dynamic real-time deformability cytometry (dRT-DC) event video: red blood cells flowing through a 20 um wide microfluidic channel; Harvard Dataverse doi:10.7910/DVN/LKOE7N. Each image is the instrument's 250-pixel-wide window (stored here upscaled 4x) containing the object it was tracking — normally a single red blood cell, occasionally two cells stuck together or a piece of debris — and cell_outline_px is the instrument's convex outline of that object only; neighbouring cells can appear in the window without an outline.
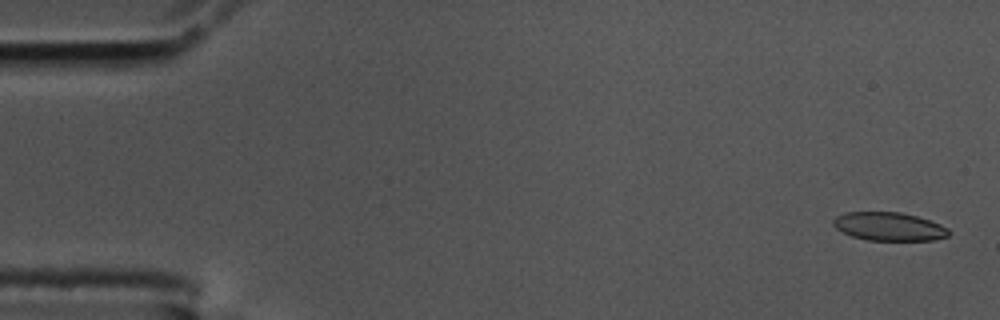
{"species": "common noctule bat (a hibernating species)", "species_latin": "Nyctalus noctula", "temperature_condition": "cold", "stored_images_in_passage": 18, "camera_frame_rate_fps": 3000, "um_per_image_px": 0.085, "animal": {"sex": "male", "body_mass_g": 17.5, "forearm_length_mm": 52.3}, "frame": {"image": 1, "passage_image": 2, "time_ms": 0.333, "image_size_px": [1000, 320], "cell_outline_px": [[952, 232], [948, 236], [936, 240], [868, 240], [852, 236], [836, 228], [832, 224], [832, 220], [836, 216], [844, 212], [900, 212], [916, 216], [940, 224], [948, 228]], "centroid_in_image_um": [75.57, 19.25], "position_along_channel_um": 9.4, "area_um2": 19.13}}
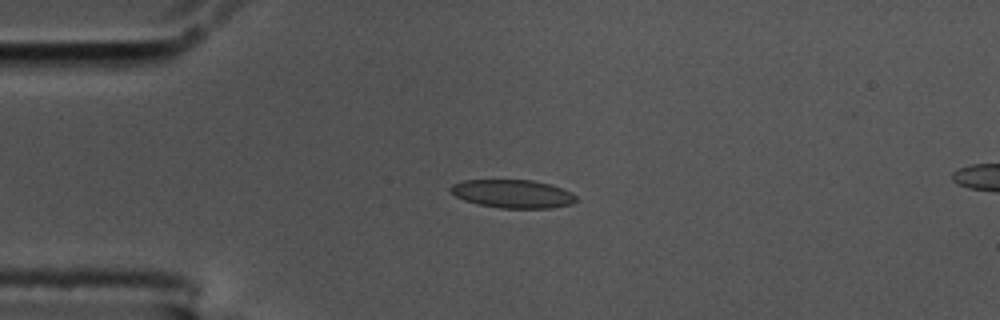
{"frame": {"image": 2, "passage_image": 14, "time_ms": 4.333, "image_size_px": [1000, 320], "cell_outline_px": [[576, 200], [572, 204], [552, 208], [500, 208], [480, 204], [464, 200], [456, 196], [448, 188], [452, 184], [464, 180], [532, 180], [552, 184], [572, 192], [576, 196]], "centroid_in_image_um": [43.61, 16.47], "position_along_channel_um": 41.4, "area_um2": 20.75}}